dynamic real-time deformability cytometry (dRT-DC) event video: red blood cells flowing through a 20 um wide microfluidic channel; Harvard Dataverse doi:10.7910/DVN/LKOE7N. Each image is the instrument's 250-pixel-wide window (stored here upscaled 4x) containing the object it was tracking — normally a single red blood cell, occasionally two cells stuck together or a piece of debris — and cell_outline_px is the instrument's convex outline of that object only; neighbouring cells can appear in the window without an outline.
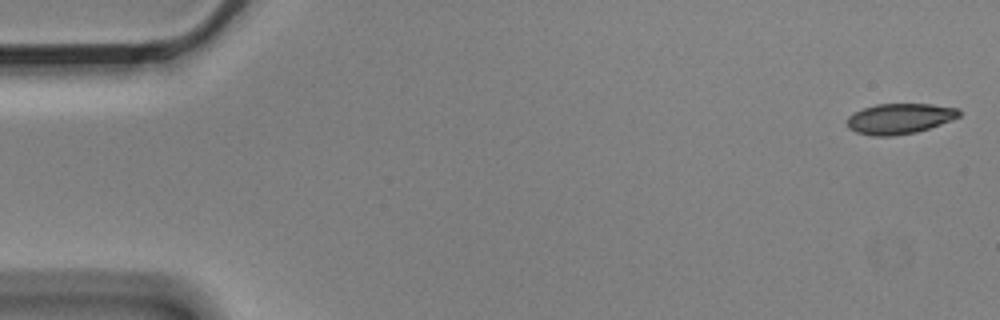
{"species": "Egyptian fruit bat (a non-hibernating species)", "species_latin": "Rousettus aegyptiacus", "temperature_condition": "cold", "stored_images_in_passage": 6, "camera_frame_rate_fps": 3000, "um_per_image_px": 0.085, "animal": {"sex": "male"}, "frame": {"image": 1, "passage_image": 1, "time_ms": 0.0, "image_size_px": [1000, 320], "cell_outline_px": [[960, 116], [952, 120], [916, 132], [892, 136], [872, 136], [856, 132], [848, 128], [848, 116], [864, 108], [876, 104], [932, 104], [960, 108]], "centroid_in_image_um": [76.49, 10.08], "position_along_channel_um": 8.5, "area_um2": 19.83}}
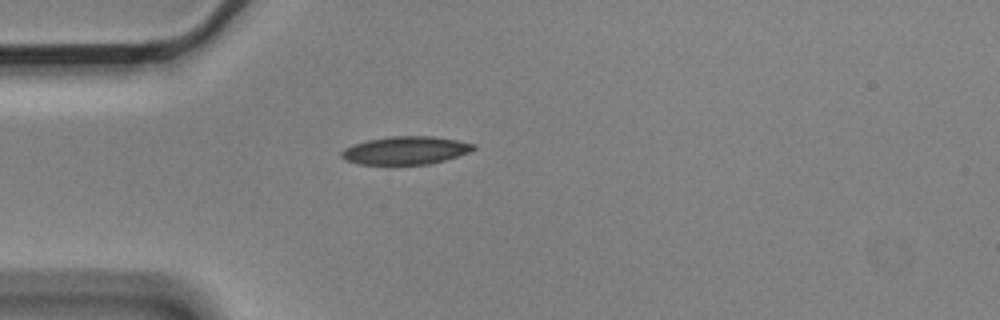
{"frame": {"image": 2, "passage_image": 5, "time_ms": 1.333, "image_size_px": [1000, 320], "cell_outline_px": [[476, 148], [468, 152], [444, 160], [428, 164], [360, 164], [344, 160], [340, 156], [340, 152], [344, 148], [368, 140], [388, 136], [432, 136], [456, 140], [476, 144]], "centroid_in_image_um": [34.45, 12.78], "position_along_channel_um": 50.5, "area_um2": 21.39}}